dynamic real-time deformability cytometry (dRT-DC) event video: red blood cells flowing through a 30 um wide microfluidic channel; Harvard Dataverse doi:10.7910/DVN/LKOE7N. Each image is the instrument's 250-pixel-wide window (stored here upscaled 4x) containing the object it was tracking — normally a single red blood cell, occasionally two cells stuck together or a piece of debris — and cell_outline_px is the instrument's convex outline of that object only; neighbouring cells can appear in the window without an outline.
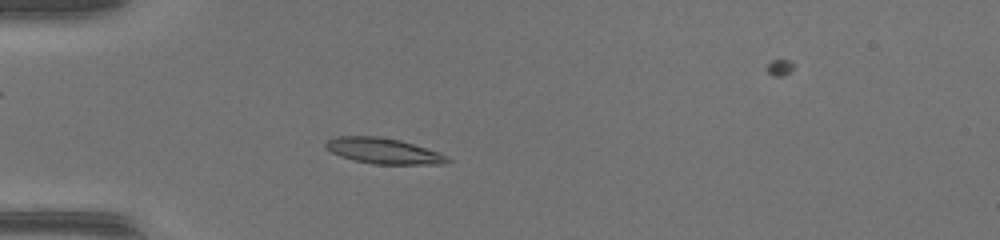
{"species": "common noctule bat (a hibernating species)", "species_latin": "Nyctalus noctula", "temperature_condition": "warm", "stored_images_in_passage": 45, "camera_frame_rate_fps": 3000, "um_per_image_px": 0.085, "animal": {"sex": "female", "body_mass_g": 17.0, "forearm_length_mm": 48.0}, "frame": {"image": 1, "passage_image": 10, "time_ms": 3.0, "image_size_px": [1000, 240], "cell_outline_px": [[452, 160], [444, 164], [376, 164], [356, 160], [340, 156], [324, 148], [324, 144], [328, 140], [336, 136], [380, 136], [400, 140], [440, 152], [448, 156]], "centroid_in_image_um": [32.61, 12.82], "position_along_channel_um": 52.4, "area_um2": 18.26}}
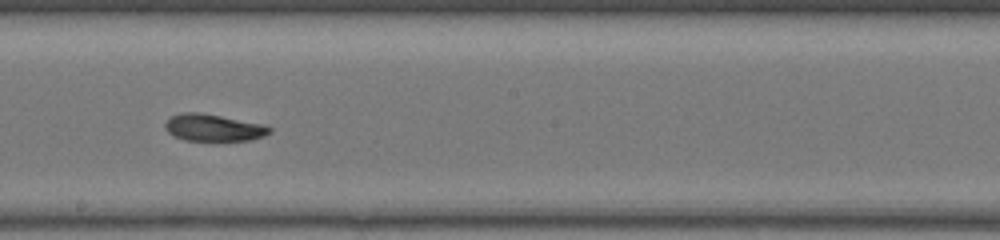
{"frame": {"image": 2, "passage_image": 24, "time_ms": 7.667, "image_size_px": [1000, 240], "cell_outline_px": [[272, 132], [264, 136], [252, 140], [184, 140], [168, 132], [164, 128], [164, 124], [172, 116], [180, 112], [200, 112], [264, 124], [272, 128]], "centroid_in_image_um": [18.17, 10.84], "position_along_channel_um": 230.0, "area_um2": 16.42}}
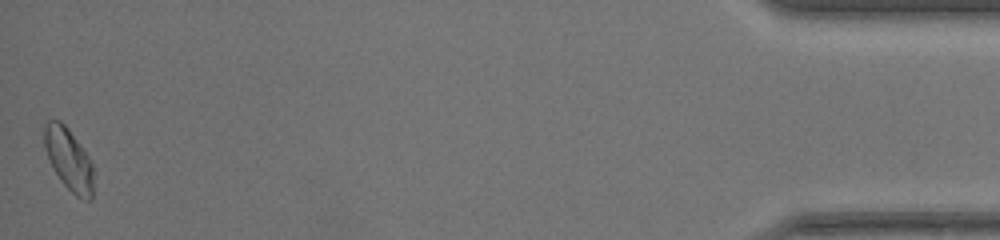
{"frame": {"image": 3, "passage_image": 45, "time_ms": 14.667, "image_size_px": [1000, 240], "cell_outline_px": [[92, 200], [84, 200], [76, 196], [60, 180], [48, 160], [44, 148], [44, 124], [48, 120], [60, 120], [68, 128], [80, 144], [88, 156], [92, 164]], "centroid_in_image_um": [5.81, 13.52], "position_along_channel_um": 429.4, "area_um2": 17.74}, "authors_computed_cell_mechanics": {"area_um2": 17.1088, "velocity_mm_per_s": 4.1376, "shape_relaxation_time_tau1_ms": 10.93, "shape_relaxation_time_tau2_ms": 3.5344, "deformation_change_tau1": 0.2873, "deformation_change_tau2": 0.059}}